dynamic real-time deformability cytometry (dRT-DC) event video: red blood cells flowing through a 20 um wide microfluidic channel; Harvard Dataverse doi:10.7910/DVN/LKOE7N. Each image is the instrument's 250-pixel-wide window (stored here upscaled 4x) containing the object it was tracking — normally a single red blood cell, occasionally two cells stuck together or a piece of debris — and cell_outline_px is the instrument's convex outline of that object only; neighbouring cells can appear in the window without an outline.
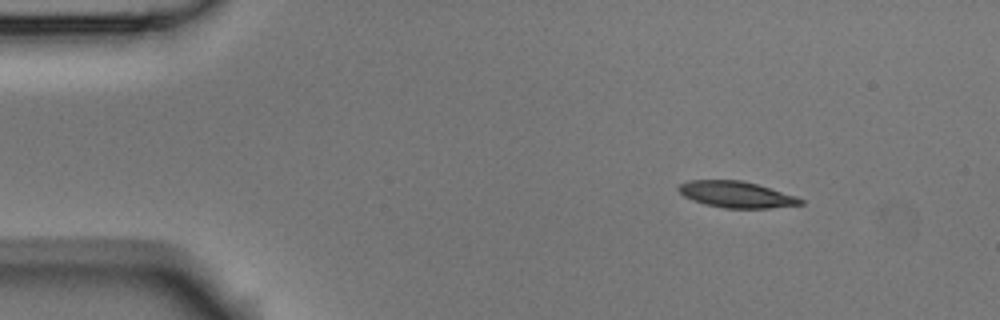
{"species": "Egyptian fruit bat (a non-hibernating species)", "species_latin": "Rousettus aegyptiacus", "temperature_condition": "room temperature", "stored_images_in_passage": 3, "camera_frame_rate_fps": 3000, "um_per_image_px": 0.085, "animal": {"sex": "male"}, "frame": {"image": 1, "passage_image": 1, "time_ms": 0.0, "image_size_px": [1000, 320], "cell_outline_px": [[804, 204], [768, 208], [724, 208], [704, 204], [692, 200], [684, 196], [676, 188], [680, 184], [688, 180], [740, 180], [756, 184], [804, 200]], "centroid_in_image_um": [62.51, 16.53], "position_along_channel_um": 22.5, "area_um2": 18.38}}
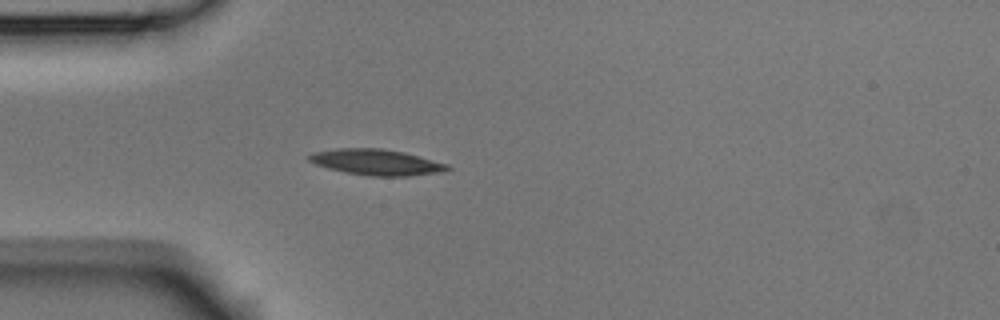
{"frame": {"image": 2, "passage_image": 3, "time_ms": 0.667, "image_size_px": [1000, 320], "cell_outline_px": [[452, 168], [444, 172], [408, 176], [372, 176], [344, 172], [328, 168], [316, 164], [308, 160], [308, 156], [312, 152], [336, 148], [380, 148], [404, 152], [448, 164]], "centroid_in_image_um": [32.01, 13.78], "position_along_channel_um": 53.0, "area_um2": 20.92}}